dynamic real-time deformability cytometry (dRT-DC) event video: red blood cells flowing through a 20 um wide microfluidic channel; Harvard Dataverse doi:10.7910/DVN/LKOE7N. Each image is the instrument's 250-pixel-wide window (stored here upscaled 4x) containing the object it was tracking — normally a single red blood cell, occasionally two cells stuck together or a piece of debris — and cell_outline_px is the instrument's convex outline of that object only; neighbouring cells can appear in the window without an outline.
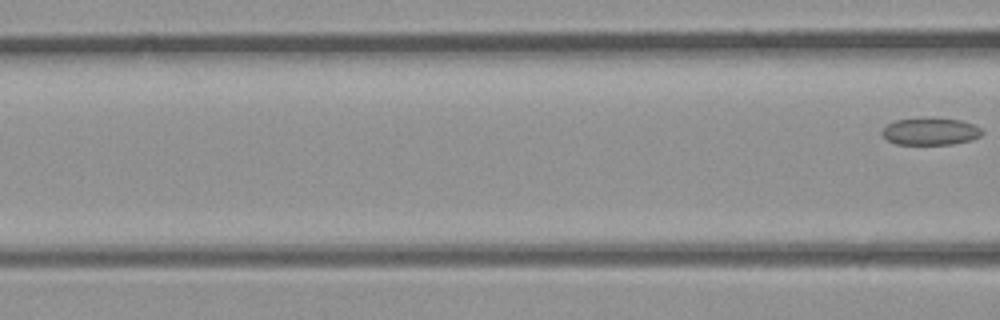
{"species": "common noctule bat (a hibernating species)", "species_latin": "Nyctalus noctula", "temperature_condition": "room temperature", "stored_images_in_passage": 5, "segment_of_instrument_passage": [2, 2], "camera_frame_rate_fps": 3000, "um_per_image_px": 0.085, "animal": {"sex": "male", "body_mass_g": 23.1, "forearm_length_mm": 52.7}, "frame": {"image": 1, "passage_image": 5, "time_ms": 1.333, "image_size_px": [1000, 320], "cell_outline_px": [[984, 132], [980, 136], [972, 140], [952, 144], [896, 144], [888, 140], [880, 132], [888, 124], [896, 120], [924, 116], [932, 116], [960, 120], [972, 124], [980, 128]], "centroid_in_image_um": [79.09, 11.14], "position_along_channel_um": 87.5, "area_um2": 16.18}}